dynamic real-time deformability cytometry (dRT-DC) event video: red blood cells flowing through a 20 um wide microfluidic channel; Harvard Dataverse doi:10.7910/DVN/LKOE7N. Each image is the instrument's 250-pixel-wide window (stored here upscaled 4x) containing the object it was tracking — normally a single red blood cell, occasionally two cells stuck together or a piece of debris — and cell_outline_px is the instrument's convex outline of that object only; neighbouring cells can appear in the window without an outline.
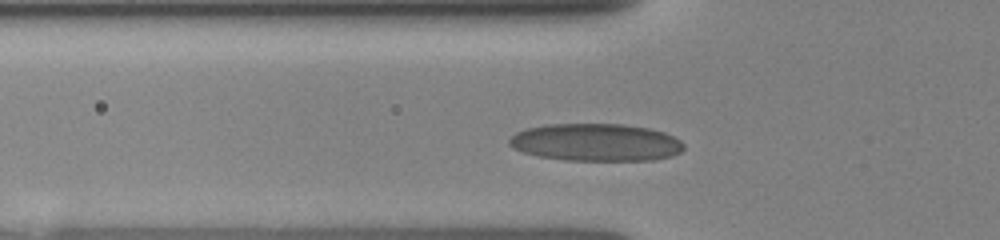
{"species": "human", "species_latin": "Homo sapiens", "temperature_condition": "room temperature", "stored_images_in_passage": 7, "camera_frame_rate_fps": 3000, "um_per_image_px": 0.085, "donor": {"sex": "female"}, "frame": {"image": 1, "passage_image": 6, "time_ms": 2.667, "image_size_px": [1000, 240], "cell_outline_px": [[684, 148], [680, 152], [672, 156], [652, 160], [564, 160], [540, 156], [524, 152], [512, 148], [508, 144], [508, 140], [516, 132], [524, 128], [544, 124], [624, 124], [648, 128], [664, 132], [680, 140], [684, 144]], "centroid_in_image_um": [50.63, 12.09], "position_along_channel_um": 75.2, "area_um2": 38.26}}